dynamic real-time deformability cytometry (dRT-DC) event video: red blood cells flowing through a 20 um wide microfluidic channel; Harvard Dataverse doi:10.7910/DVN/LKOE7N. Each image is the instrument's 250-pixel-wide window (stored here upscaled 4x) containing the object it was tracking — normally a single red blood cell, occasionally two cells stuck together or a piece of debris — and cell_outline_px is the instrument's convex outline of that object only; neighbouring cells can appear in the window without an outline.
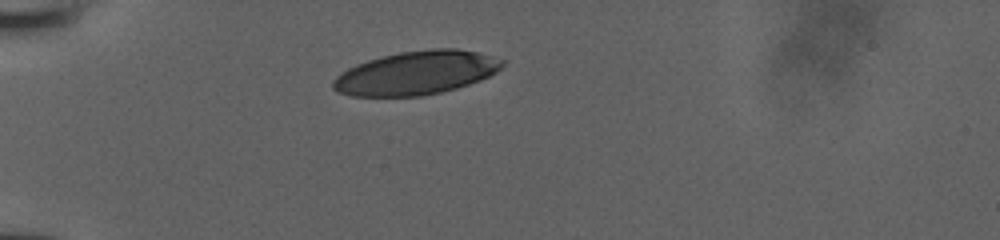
{"species": "human", "species_latin": "Homo sapiens", "temperature_condition": "room temperature", "stored_images_in_passage": 29, "camera_frame_rate_fps": 3000, "um_per_image_px": 0.085, "donor": {"sex": "male"}, "frame": {"image": 1, "passage_image": 1, "time_ms": 0.0, "image_size_px": [1000, 240], "cell_outline_px": [[504, 64], [496, 72], [480, 80], [456, 88], [440, 92], [420, 96], [352, 96], [336, 92], [332, 88], [332, 80], [340, 72], [356, 64], [368, 60], [400, 52], [432, 48], [456, 48], [476, 52], [504, 60]], "centroid_in_image_um": [35.34, 6.2], "position_along_channel_um": 49.7, "area_um2": 42.89}}
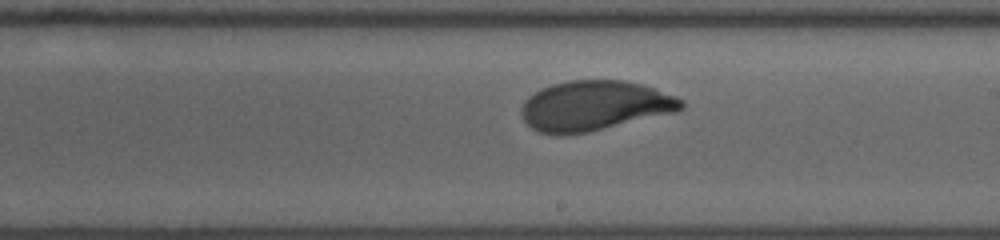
{"frame": {"image": 2, "passage_image": 17, "time_ms": 5.333, "image_size_px": [1000, 240], "cell_outline_px": [[684, 108], [676, 112], [588, 132], [564, 136], [560, 136], [540, 132], [532, 128], [520, 116], [520, 108], [524, 100], [528, 96], [552, 84], [568, 80], [624, 80], [644, 84], [676, 96], [684, 100]], "centroid_in_image_um": [50.53, 8.99], "position_along_channel_um": 238.5, "area_um2": 46.93}}
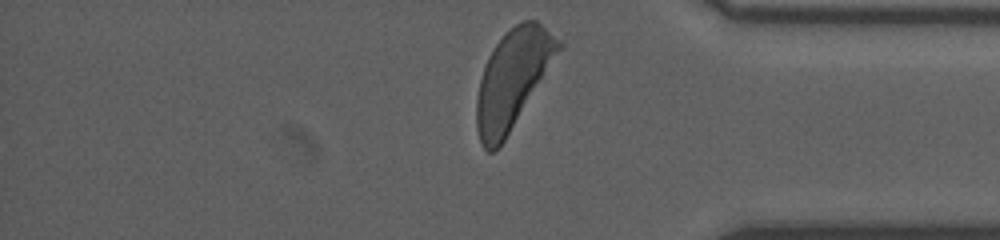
{"frame": {"image": 3, "passage_image": 29, "time_ms": 9.333, "image_size_px": [1000, 240], "cell_outline_px": [[564, 44], [504, 140], [492, 152], [488, 152], [480, 144], [476, 128], [476, 100], [480, 80], [488, 56], [504, 32], [516, 24], [524, 20], [536, 20], [560, 40]], "centroid_in_image_um": [43.55, 6.7], "position_along_channel_um": 391.7, "area_um2": 45.95}}